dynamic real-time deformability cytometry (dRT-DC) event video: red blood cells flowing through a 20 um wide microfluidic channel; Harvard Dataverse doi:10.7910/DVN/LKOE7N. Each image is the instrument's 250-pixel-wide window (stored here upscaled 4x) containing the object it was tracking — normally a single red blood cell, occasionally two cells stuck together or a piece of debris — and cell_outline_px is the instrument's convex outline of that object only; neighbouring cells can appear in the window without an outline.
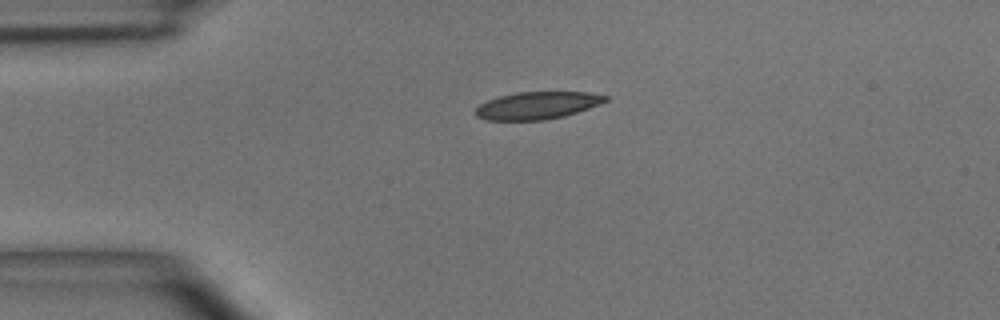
{"species": "common noctule bat (a hibernating species)", "species_latin": "Nyctalus noctula", "temperature_condition": "room temperature", "stored_images_in_passage": 3, "camera_frame_rate_fps": 3000, "um_per_image_px": 0.085, "animal": {"sex": "male", "body_mass_g": 15.6}, "frame": {"image": 1, "passage_image": 1, "time_ms": 0.0, "image_size_px": [1000, 320], "cell_outline_px": [[608, 100], [588, 108], [564, 116], [544, 120], [488, 120], [476, 116], [476, 108], [480, 104], [488, 100], [500, 96], [516, 92], [588, 92], [608, 96]], "centroid_in_image_um": [45.66, 8.96], "position_along_channel_um": 39.3, "area_um2": 20.52}}
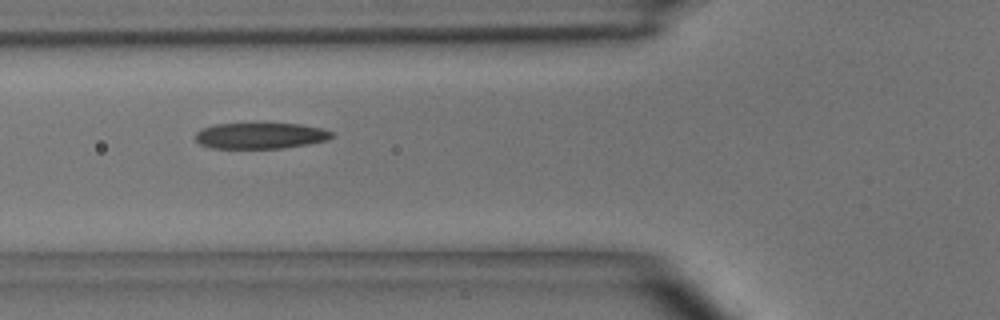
{"frame": {"image": 2, "passage_image": 3, "time_ms": 2.333, "image_size_px": [1000, 320], "cell_outline_px": [[336, 136], [328, 140], [308, 144], [280, 148], [212, 148], [200, 144], [196, 140], [196, 132], [200, 128], [216, 124], [300, 124], [320, 128], [332, 132]], "centroid_in_image_um": [22.14, 11.54], "position_along_channel_um": 103.7, "area_um2": 20.58}}